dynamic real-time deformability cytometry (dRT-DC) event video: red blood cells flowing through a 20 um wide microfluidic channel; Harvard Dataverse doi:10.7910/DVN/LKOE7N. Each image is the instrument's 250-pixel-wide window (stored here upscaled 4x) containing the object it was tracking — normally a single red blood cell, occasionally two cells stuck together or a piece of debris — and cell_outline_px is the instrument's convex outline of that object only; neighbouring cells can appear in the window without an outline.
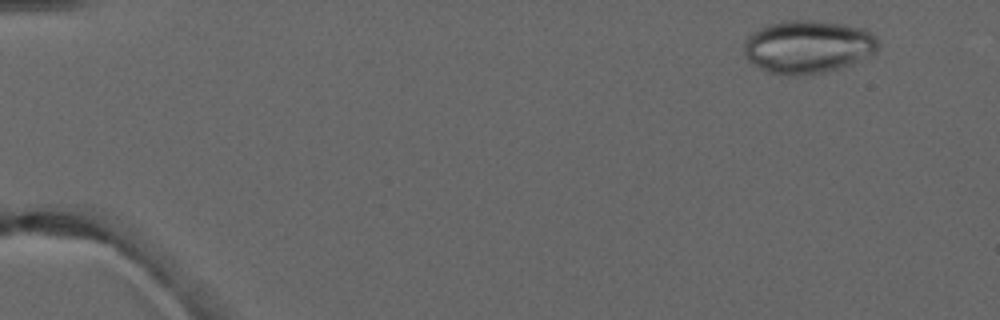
{"species": "common noctule bat (a hibernating species)", "species_latin": "Nyctalus noctula", "temperature_condition": "warm", "stored_images_in_passage": 6, "camera_frame_rate_fps": 3000, "um_per_image_px": 0.085, "animal": {"sex": "male", "forearm_length_mm": 52.5}, "frame": {"image": 1, "passage_image": 2, "time_ms": 1.0, "image_size_px": [1000, 320], "cell_outline_px": [[876, 52], [852, 64], [840, 68], [824, 72], [804, 76], [784, 76], [768, 72], [752, 64], [744, 56], [744, 40], [752, 32], [768, 24], [788, 20], [812, 20], [840, 24], [864, 28], [872, 32], [876, 36]], "centroid_in_image_um": [68.63, 3.99], "position_along_channel_um": 16.4, "area_um2": 41.79}}